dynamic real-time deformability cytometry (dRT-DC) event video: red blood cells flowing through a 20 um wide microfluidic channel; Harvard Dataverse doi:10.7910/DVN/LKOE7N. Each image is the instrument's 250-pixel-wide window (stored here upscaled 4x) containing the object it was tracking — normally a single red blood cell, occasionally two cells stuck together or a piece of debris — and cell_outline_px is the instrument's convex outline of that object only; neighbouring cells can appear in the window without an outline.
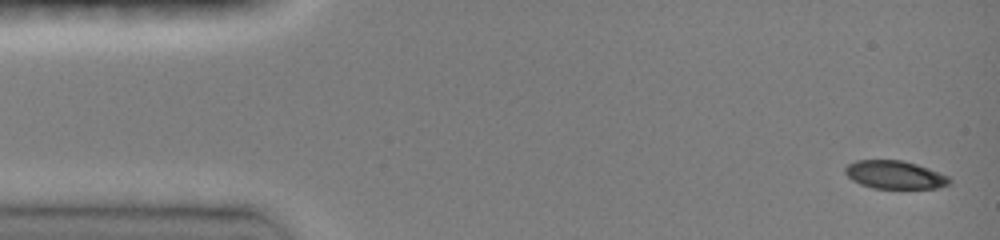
{"species": "common noctule bat (a hibernating species)", "species_latin": "Nyctalus noctula", "temperature_condition": "room temperature", "stored_images_in_passage": 6, "camera_frame_rate_fps": 3000, "um_per_image_px": 0.085, "animal": {"sex": "female", "body_mass_g": 19.0, "forearm_length_mm": 51.5}, "frame": {"image": 1, "passage_image": 1, "time_ms": 0.0, "image_size_px": [1000, 240], "cell_outline_px": [[952, 180], [948, 184], [936, 188], [872, 188], [860, 184], [852, 180], [844, 172], [844, 168], [848, 164], [856, 160], [900, 160], [916, 164], [928, 168], [948, 176]], "centroid_in_image_um": [76.02, 14.85], "position_along_channel_um": 9.0, "area_um2": 16.99}}